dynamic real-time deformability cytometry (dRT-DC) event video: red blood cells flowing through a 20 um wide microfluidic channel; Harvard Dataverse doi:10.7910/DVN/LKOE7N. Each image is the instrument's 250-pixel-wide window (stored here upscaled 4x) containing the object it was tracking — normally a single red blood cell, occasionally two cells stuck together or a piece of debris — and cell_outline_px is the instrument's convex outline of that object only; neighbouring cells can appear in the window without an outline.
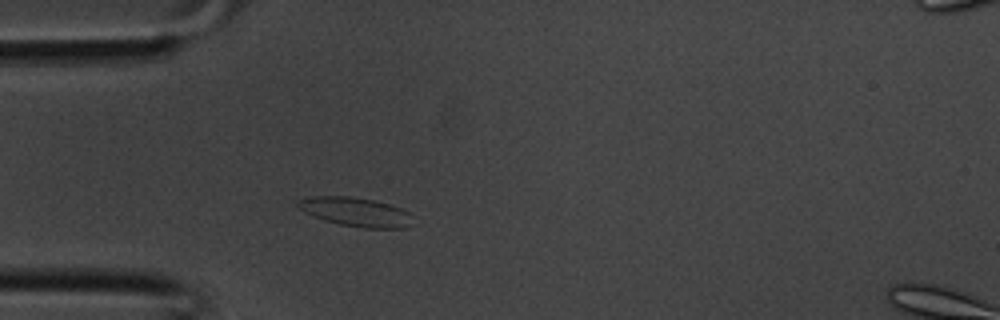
{"species": "common noctule bat (a hibernating species)", "species_latin": "Nyctalus noctula", "temperature_condition": "room temperature", "stored_images_in_passage": 25, "camera_frame_rate_fps": 3000, "um_per_image_px": 0.085, "animal": {"sex": "male", "body_mass_g": 20.1, "forearm_length_mm": 53.5}, "frame": {"image": 1, "passage_image": 1, "time_ms": 0.0, "image_size_px": [1000, 320], "cell_outline_px": [[412, 224], [404, 228], [364, 228], [340, 224], [324, 220], [304, 212], [296, 204], [296, 200], [312, 196], [348, 196], [376, 200], [392, 204], [408, 212], [412, 216]], "centroid_in_image_um": [30.25, 18.0], "position_along_channel_um": 54.7, "area_um2": 19.54}}
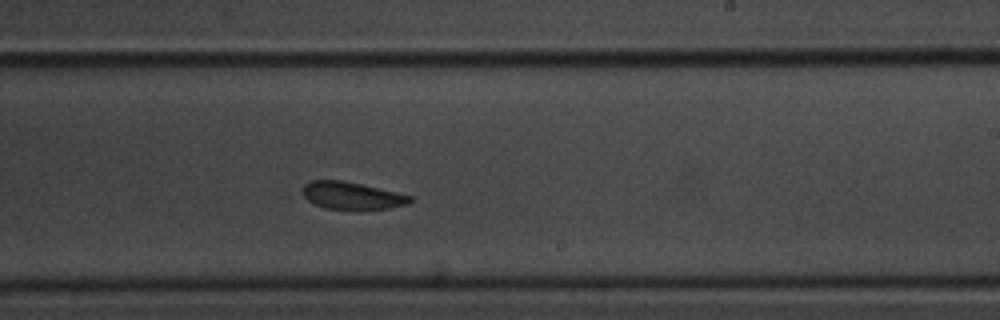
{"frame": {"image": 2, "passage_image": 13, "time_ms": 4.0, "image_size_px": [1000, 320], "cell_outline_px": [[412, 200], [408, 204], [388, 208], [360, 212], [356, 212], [324, 208], [312, 204], [300, 196], [304, 184], [308, 180], [340, 180], [360, 184], [396, 192], [412, 196]], "centroid_in_image_um": [29.83, 16.67], "position_along_channel_um": 259.2, "area_um2": 17.98}}
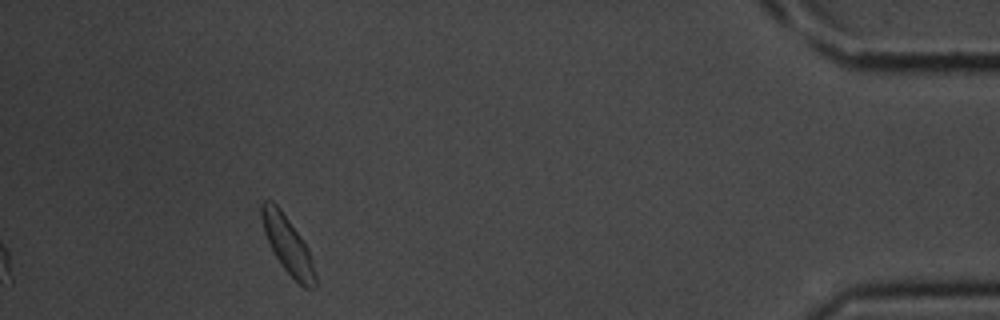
{"frame": {"image": 3, "passage_image": 25, "time_ms": 8.0, "image_size_px": [1000, 320], "cell_outline_px": [[316, 288], [304, 288], [284, 268], [272, 252], [264, 232], [260, 216], [260, 204], [264, 200], [272, 200], [280, 208], [300, 236], [308, 248], [312, 260], [316, 276]], "centroid_in_image_um": [24.43, 20.79], "position_along_channel_um": 410.8, "area_um2": 17.8}}